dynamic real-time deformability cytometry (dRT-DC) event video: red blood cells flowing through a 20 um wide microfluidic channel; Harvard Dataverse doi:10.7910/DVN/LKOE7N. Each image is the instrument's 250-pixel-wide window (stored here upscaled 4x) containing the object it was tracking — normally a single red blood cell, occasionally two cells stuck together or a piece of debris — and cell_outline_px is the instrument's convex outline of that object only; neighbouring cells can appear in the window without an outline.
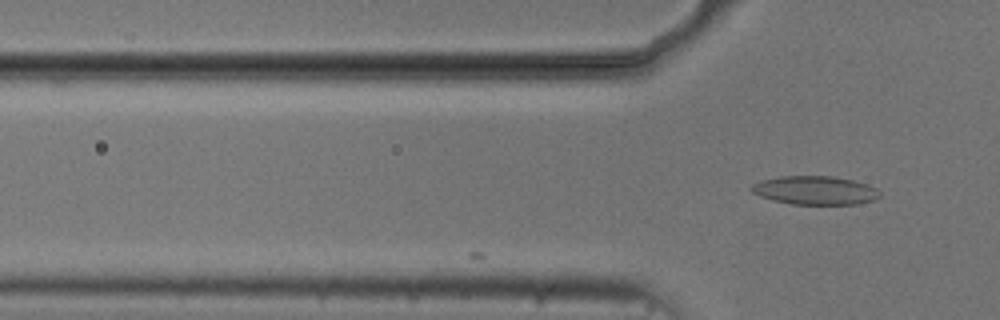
{"species": "common noctule bat (a hibernating species)", "species_latin": "Nyctalus noctula", "temperature_condition": "cold", "stored_images_in_passage": 16, "camera_frame_rate_fps": 3000, "um_per_image_px": 0.085, "animal": {"sex": "male", "body_mass_g": 20.5, "forearm_length_mm": 52.5}, "frame": {"image": 1, "passage_image": 16, "time_ms": 5.0, "image_size_px": [1000, 320], "cell_outline_px": [[880, 196], [876, 200], [856, 204], [792, 204], [772, 200], [760, 196], [752, 192], [748, 188], [752, 184], [760, 180], [780, 176], [832, 176], [852, 180], [876, 188], [880, 192]], "centroid_in_image_um": [69.24, 16.18], "position_along_channel_um": 56.6, "area_um2": 21.44}}